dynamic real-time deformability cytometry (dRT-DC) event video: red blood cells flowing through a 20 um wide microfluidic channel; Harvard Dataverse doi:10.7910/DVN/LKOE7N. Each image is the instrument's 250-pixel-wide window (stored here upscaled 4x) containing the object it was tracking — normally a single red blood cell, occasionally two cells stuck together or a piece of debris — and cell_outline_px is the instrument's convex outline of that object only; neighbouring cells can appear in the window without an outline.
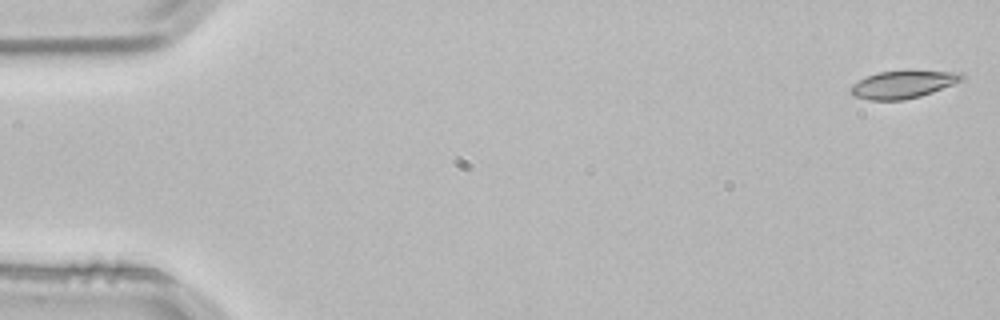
{"species": "common noctule bat (a hibernating species)", "species_latin": "Nyctalus noctula", "temperature_condition": "room temperature", "stored_images_in_passage": 3, "camera_frame_rate_fps": 3000, "um_per_image_px": 0.085, "animal": {"sex": "male", "body_mass_g": 21.5, "forearm_length_mm": 52.0}, "frame": {"image": 1, "passage_image": 1, "time_ms": 0.0, "image_size_px": [1000, 320], "cell_outline_px": [[964, 80], [932, 92], [920, 96], [904, 100], [868, 100], [852, 96], [848, 92], [852, 84], [876, 72], [908, 68], [964, 72]], "centroid_in_image_um": [76.79, 7.12], "position_along_channel_um": 8.2, "area_um2": 18.84}}